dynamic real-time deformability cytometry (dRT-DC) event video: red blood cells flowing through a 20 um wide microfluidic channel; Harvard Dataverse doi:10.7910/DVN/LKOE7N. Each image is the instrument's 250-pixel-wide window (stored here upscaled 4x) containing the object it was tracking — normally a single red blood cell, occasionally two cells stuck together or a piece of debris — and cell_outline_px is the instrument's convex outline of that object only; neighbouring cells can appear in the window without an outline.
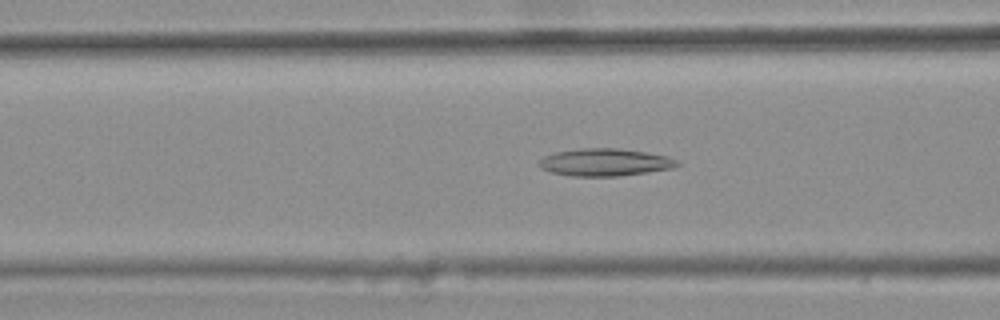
{"species": "common noctule bat (a hibernating species)", "species_latin": "Nyctalus noctula", "temperature_condition": "warm", "stored_images_in_passage": 42, "camera_frame_rate_fps": 3000, "um_per_image_px": 0.085, "animal": {"sex": "female", "body_mass_g": 25.1}, "frame": {"image": 1, "passage_image": 18, "time_ms": 5.667, "image_size_px": [1000, 320], "cell_outline_px": [[680, 164], [672, 168], [648, 172], [616, 176], [568, 176], [552, 172], [540, 168], [540, 160], [544, 156], [556, 152], [580, 148], [616, 148], [644, 152], [668, 156], [676, 160]], "centroid_in_image_um": [51.41, 13.79], "position_along_channel_um": 115.2, "area_um2": 21.91}}
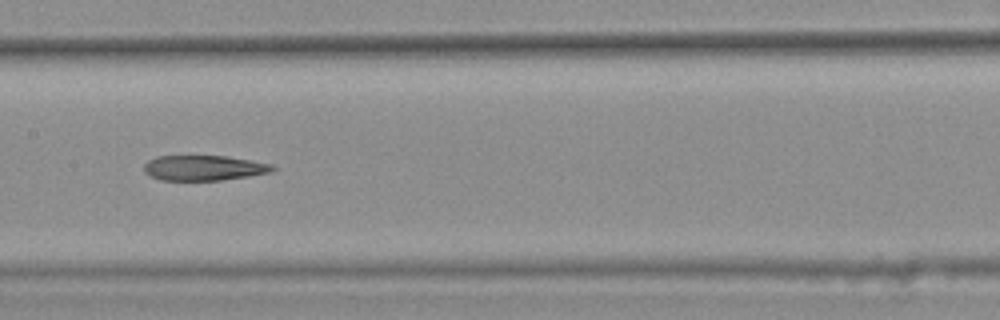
{"frame": {"image": 2, "passage_image": 24, "time_ms": 7.667, "image_size_px": [1000, 320], "cell_outline_px": [[276, 168], [272, 172], [248, 176], [220, 180], [160, 180], [144, 172], [144, 164], [148, 160], [156, 156], [228, 156], [272, 164]], "centroid_in_image_um": [17.33, 14.27], "position_along_channel_um": 190.1, "area_um2": 18.84}}
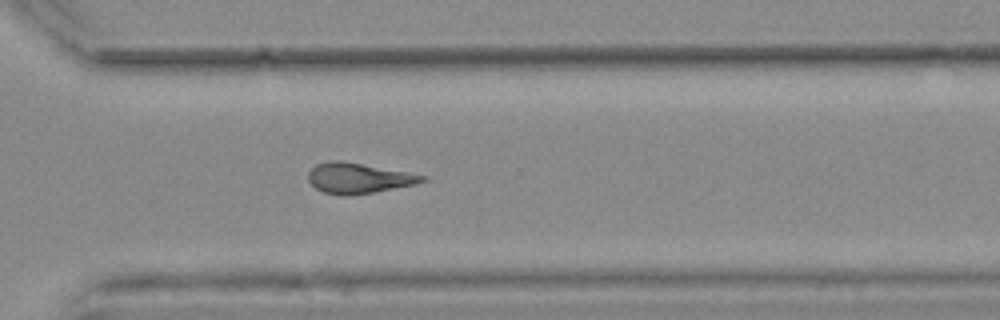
{"frame": {"image": 3, "passage_image": 36, "time_ms": 11.667, "image_size_px": [1000, 320], "cell_outline_px": [[428, 176], [424, 180], [416, 184], [376, 192], [344, 196], [340, 196], [324, 192], [316, 188], [308, 180], [308, 172], [316, 164], [328, 160], [340, 160]], "centroid_in_image_um": [30.43, 15.15], "position_along_channel_um": 340.2, "area_um2": 20.11}, "authors_computed_cell_mechanics": {"area_um2": 20.519, "velocity_mm_per_s": 3.7528, "shape_relaxation_time_tau1_ms": null, "shape_relaxation_time_tau2_ms": 7.4723, "deformation_change_tau1": null, "deformation_change_tau2": 0.197}}